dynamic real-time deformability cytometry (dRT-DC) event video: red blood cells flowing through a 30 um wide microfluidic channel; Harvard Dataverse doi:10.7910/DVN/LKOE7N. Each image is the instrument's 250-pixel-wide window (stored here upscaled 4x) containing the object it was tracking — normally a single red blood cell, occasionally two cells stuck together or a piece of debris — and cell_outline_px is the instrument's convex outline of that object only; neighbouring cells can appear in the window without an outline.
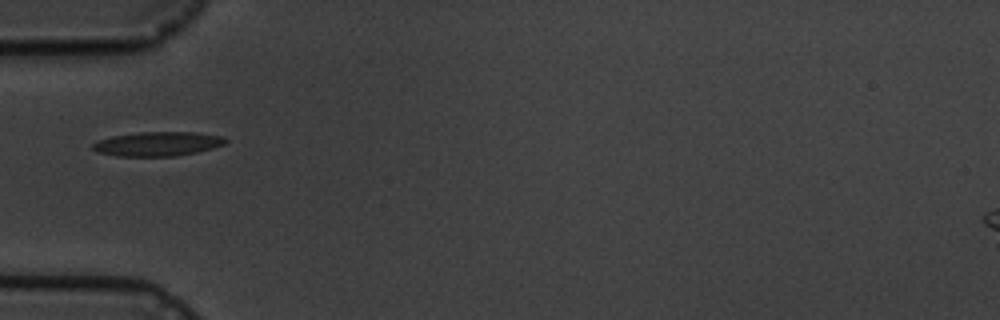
{"species": "common noctule bat (a hibernating species)", "species_latin": "Nyctalus noctula", "temperature_condition": "cold", "stored_images_in_passage": 10, "camera_frame_rate_fps": 3000, "um_per_image_px": 0.085, "animal": {"sex": "male", "body_mass_g": 19.5, "forearm_length_mm": 54.6}, "frame": {"image": 1, "passage_image": 5, "time_ms": 4.667, "image_size_px": [1000, 320], "cell_outline_px": [[228, 140], [224, 144], [212, 148], [196, 152], [176, 156], [116, 156], [96, 152], [92, 148], [92, 144], [96, 140], [112, 136], [136, 132], [196, 132], [224, 136]], "centroid_in_image_um": [13.38, 12.22], "position_along_channel_um": 71.6, "area_um2": 18.96}}
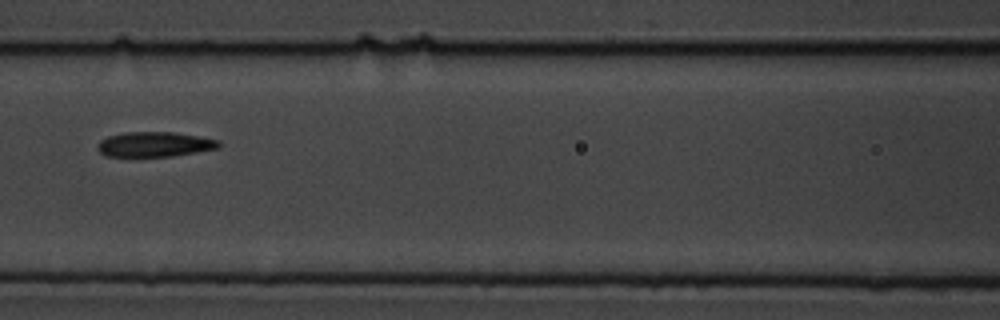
{"frame": {"image": 2, "passage_image": 7, "time_ms": 7.0, "image_size_px": [1000, 320], "cell_outline_px": [[220, 148], [172, 156], [104, 156], [96, 148], [96, 144], [100, 140], [108, 136], [124, 132], [176, 132], [220, 140]], "centroid_in_image_um": [13.12, 12.26], "position_along_channel_um": 153.5, "area_um2": 17.74}}
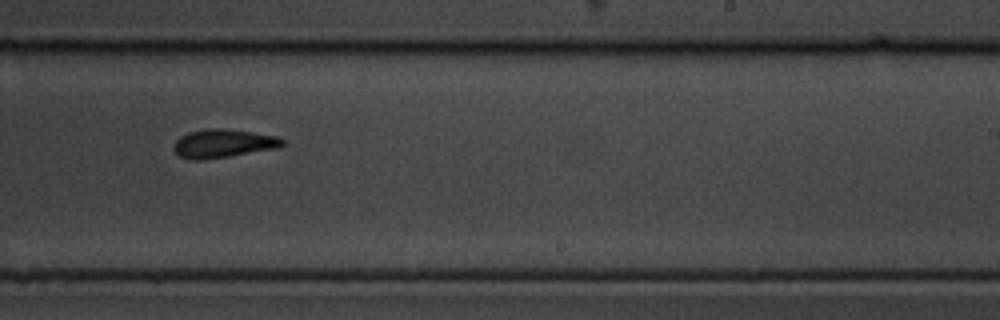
{"frame": {"image": 3, "passage_image": 10, "time_ms": 10.333, "image_size_px": [1000, 320], "cell_outline_px": [[284, 144], [280, 148], [204, 160], [192, 160], [180, 156], [172, 148], [172, 144], [180, 136], [188, 132], [208, 128], [220, 128], [276, 136], [284, 140]], "centroid_in_image_um": [18.94, 12.2], "position_along_channel_um": 270.1, "area_um2": 18.03}}